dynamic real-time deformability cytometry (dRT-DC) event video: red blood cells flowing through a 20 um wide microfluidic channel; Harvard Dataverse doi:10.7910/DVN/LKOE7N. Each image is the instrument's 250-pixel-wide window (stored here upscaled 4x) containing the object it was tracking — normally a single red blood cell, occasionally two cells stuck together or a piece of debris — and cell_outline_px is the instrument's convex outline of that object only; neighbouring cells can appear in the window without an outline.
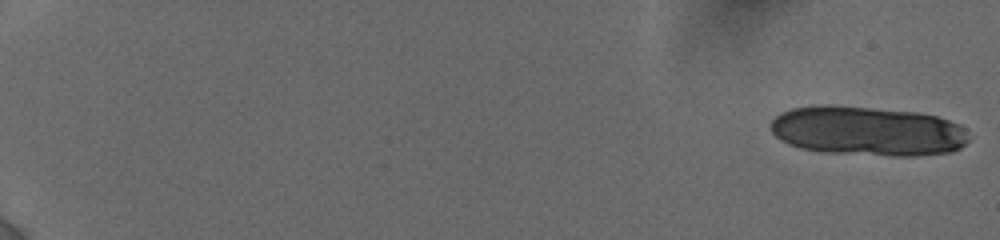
{"species": "human", "species_latin": "Homo sapiens", "temperature_condition": "cold", "stored_images_in_passage": 11, "camera_frame_rate_fps": 3000, "um_per_image_px": 0.085, "donor": {"sex": "female"}, "frame": {"image": 1, "passage_image": 1, "time_ms": 0.0, "image_size_px": [1000, 240], "cell_outline_px": [[968, 140], [960, 148], [952, 152], [916, 156], [892, 156], [828, 152], [800, 148], [788, 144], [776, 136], [772, 132], [768, 124], [780, 112], [792, 108], [812, 104], [832, 104], [920, 112], [936, 116], [960, 124], [964, 128]], "centroid_in_image_um": [73.71, 11.12], "position_along_channel_um": 11.3, "area_um2": 57.74}}